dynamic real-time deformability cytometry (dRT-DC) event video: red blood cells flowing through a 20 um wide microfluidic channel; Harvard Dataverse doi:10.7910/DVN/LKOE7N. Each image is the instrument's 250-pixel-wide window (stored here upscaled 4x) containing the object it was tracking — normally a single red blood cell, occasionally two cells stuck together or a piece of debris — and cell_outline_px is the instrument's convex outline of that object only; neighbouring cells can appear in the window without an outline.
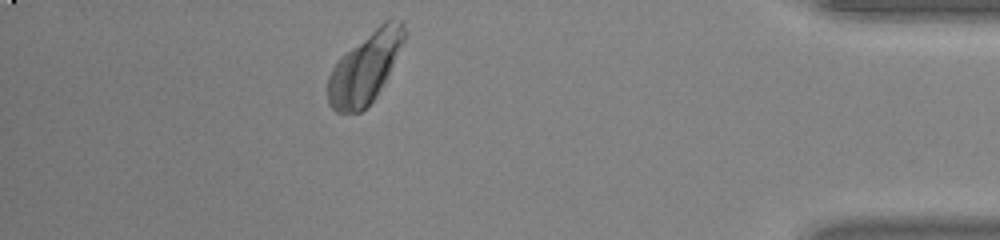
{"species": "common noctule bat (a hibernating species)", "species_latin": "Nyctalus noctula", "temperature_condition": "warm", "stored_images_in_passage": 37, "camera_frame_rate_fps": 3000, "um_per_image_px": 0.085, "animal": {"sex": "male", "body_mass_g": 20.0, "forearm_length_mm": 53.3}, "frame": {"image": 1, "passage_image": 32, "time_ms": 10.333, "image_size_px": [1000, 240], "cell_outline_px": [[408, 32], [376, 96], [360, 112], [336, 112], [328, 104], [328, 76], [332, 68], [352, 48], [384, 20], [404, 20]], "centroid_in_image_um": [31.05, 5.75], "position_along_channel_um": 404.2, "area_um2": 30.52}}